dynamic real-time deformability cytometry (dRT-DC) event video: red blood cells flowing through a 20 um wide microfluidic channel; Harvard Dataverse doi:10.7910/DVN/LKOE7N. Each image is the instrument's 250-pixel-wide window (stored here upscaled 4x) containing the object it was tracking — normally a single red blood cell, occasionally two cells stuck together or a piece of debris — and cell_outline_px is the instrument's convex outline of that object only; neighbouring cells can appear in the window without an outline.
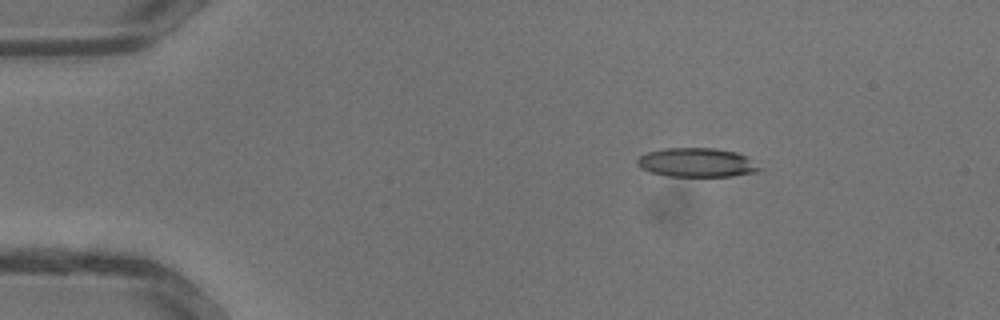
{"species": "common noctule bat (a hibernating species)", "species_latin": "Nyctalus noctula", "temperature_condition": "warm", "stored_images_in_passage": 29, "camera_frame_rate_fps": 3000, "um_per_image_px": 0.085, "animal": {"sex": "male", "body_mass_g": 13.3}, "frame": {"image": 1, "passage_image": 1, "time_ms": 0.0, "image_size_px": [1000, 320], "cell_outline_px": [[764, 168], [756, 172], [732, 176], [668, 176], [648, 172], [640, 168], [636, 164], [636, 160], [640, 156], [648, 152], [664, 148], [716, 148], [736, 152], [748, 156]], "centroid_in_image_um": [59.25, 13.81], "position_along_channel_um": 25.8, "area_um2": 20.98}}
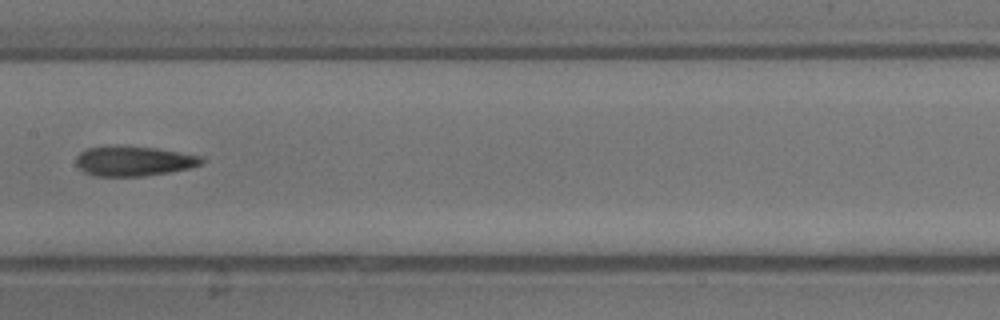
{"frame": {"image": 2, "passage_image": 13, "time_ms": 4.0, "image_size_px": [1000, 320], "cell_outline_px": [[204, 164], [192, 168], [144, 176], [92, 176], [84, 172], [76, 164], [76, 156], [80, 152], [88, 148], [116, 144], [156, 148], [204, 156]], "centroid_in_image_um": [11.39, 13.67], "position_along_channel_um": 196.0, "area_um2": 22.37}}
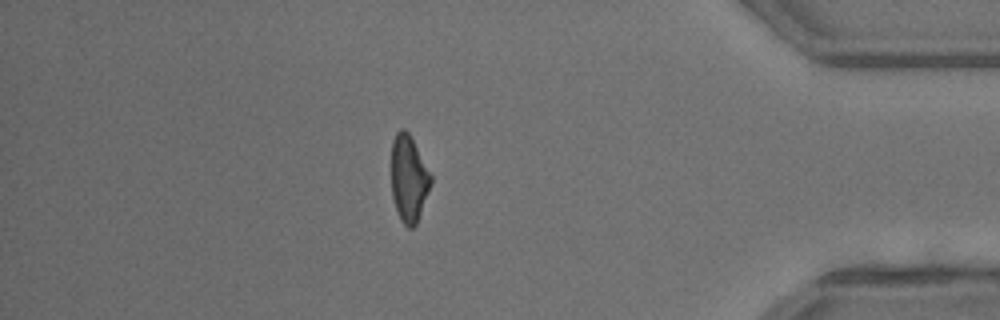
{"frame": {"image": 3, "passage_image": 25, "time_ms": 8.0, "image_size_px": [1000, 320], "cell_outline_px": [[432, 180], [428, 192], [416, 224], [412, 228], [408, 228], [400, 220], [392, 196], [392, 140], [396, 132], [400, 128], [404, 128], [408, 132], [432, 176]], "centroid_in_image_um": [34.73, 15.17], "position_along_channel_um": 400.5, "area_um2": 19.65}}